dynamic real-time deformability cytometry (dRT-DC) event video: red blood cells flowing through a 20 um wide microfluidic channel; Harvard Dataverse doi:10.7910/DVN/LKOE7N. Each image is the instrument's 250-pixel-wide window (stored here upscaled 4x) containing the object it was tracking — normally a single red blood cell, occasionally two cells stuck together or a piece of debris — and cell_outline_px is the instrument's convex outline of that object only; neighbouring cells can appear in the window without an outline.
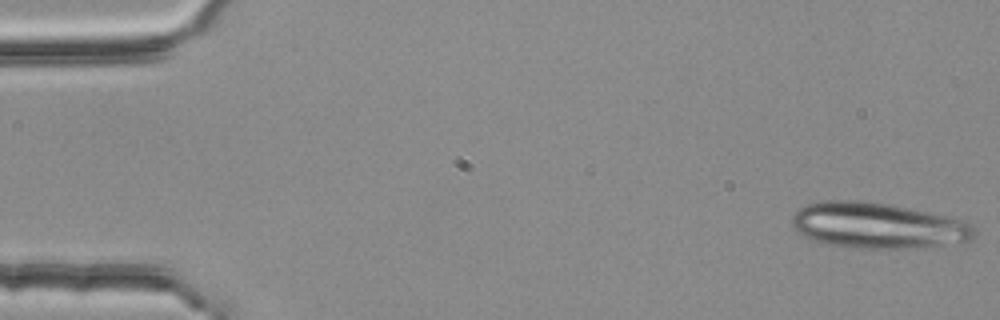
{"species": "common noctule bat (a hibernating species)", "species_latin": "Nyctalus noctula", "temperature_condition": "room temperature", "stored_images_in_passage": 5, "camera_frame_rate_fps": 3000, "um_per_image_px": 0.085, "animal": {"sex": "female", "body_mass_g": 25.1}, "frame": {"image": 1, "passage_image": 1, "time_ms": 0.0, "image_size_px": [1000, 320], "cell_outline_px": [[972, 236], [968, 240], [916, 248], [852, 248], [824, 244], [812, 240], [804, 236], [792, 224], [792, 216], [800, 208], [808, 204], [820, 200], [860, 200], [888, 204], [964, 220], [972, 224]], "centroid_in_image_um": [74.52, 19.16], "position_along_channel_um": 10.5, "area_um2": 48.09}}